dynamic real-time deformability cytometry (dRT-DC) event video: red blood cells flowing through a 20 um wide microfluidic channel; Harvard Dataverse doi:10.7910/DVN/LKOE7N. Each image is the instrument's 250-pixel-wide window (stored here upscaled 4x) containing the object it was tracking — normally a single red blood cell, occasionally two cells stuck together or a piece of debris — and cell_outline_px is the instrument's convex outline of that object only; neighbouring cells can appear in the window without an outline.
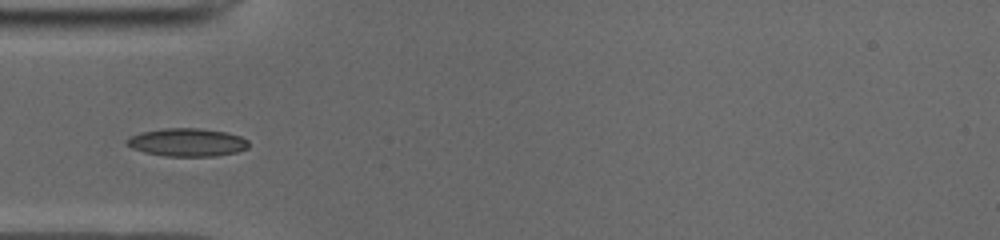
{"species": "common noctule bat (a hibernating species)", "species_latin": "Nyctalus noctula", "temperature_condition": "cold", "stored_images_in_passage": 17, "camera_frame_rate_fps": 3000, "um_per_image_px": 0.085, "animal": {"sex": "male", "body_mass_g": 19.0, "forearm_length_mm": 50.8}, "frame": {"image": 1, "passage_image": 3, "time_ms": 0.667, "image_size_px": [1000, 240], "cell_outline_px": [[248, 148], [236, 152], [216, 156], [164, 156], [144, 152], [132, 148], [124, 140], [140, 132], [164, 128], [200, 128], [224, 132], [240, 136], [248, 140]], "centroid_in_image_um": [15.9, 12.1], "position_along_channel_um": 69.1, "area_um2": 19.88}}
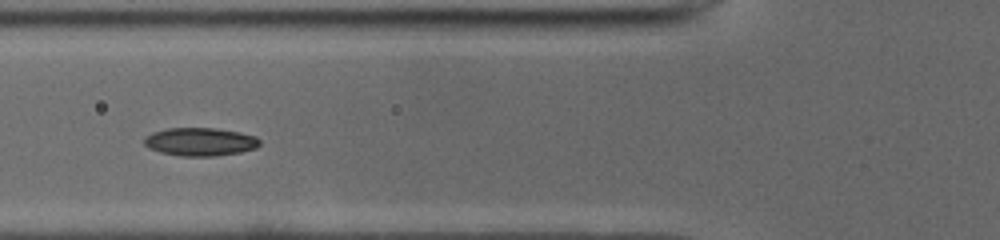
{"frame": {"image": 2, "passage_image": 6, "time_ms": 1.667, "image_size_px": [1000, 240], "cell_outline_px": [[260, 144], [256, 148], [240, 152], [216, 156], [180, 156], [160, 152], [148, 148], [144, 144], [144, 140], [152, 132], [168, 128], [216, 128], [240, 132], [256, 136], [260, 140]], "centroid_in_image_um": [17.03, 12.05], "position_along_channel_um": 108.8, "area_um2": 19.02}}
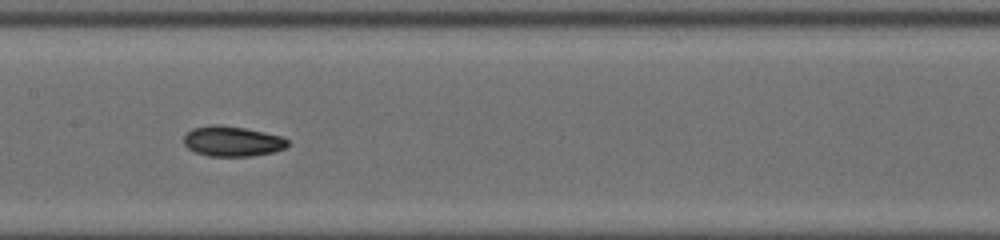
{"frame": {"image": 3, "passage_image": 12, "time_ms": 3.667, "image_size_px": [1000, 240], "cell_outline_px": [[288, 144], [284, 148], [272, 152], [252, 156], [208, 156], [196, 152], [188, 148], [184, 144], [184, 136], [192, 128], [212, 124], [220, 124], [244, 128], [264, 132], [280, 136], [288, 140]], "centroid_in_image_um": [19.72, 12.0], "position_along_channel_um": 187.7, "area_um2": 18.21}}